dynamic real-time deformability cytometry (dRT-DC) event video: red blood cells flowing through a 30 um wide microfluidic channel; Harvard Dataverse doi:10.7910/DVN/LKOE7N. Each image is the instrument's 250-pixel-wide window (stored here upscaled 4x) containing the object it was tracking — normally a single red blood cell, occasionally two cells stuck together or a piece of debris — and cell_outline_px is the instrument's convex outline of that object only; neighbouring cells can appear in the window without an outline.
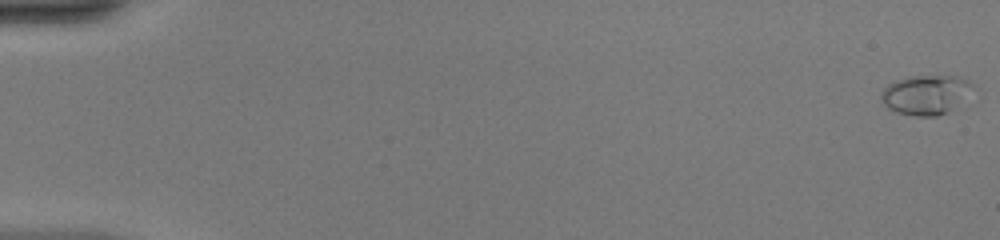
{"species": "common noctule bat (a hibernating species)", "species_latin": "Nyctalus noctula", "temperature_condition": "warm", "stored_images_in_passage": 51, "camera_frame_rate_fps": 3000, "um_per_image_px": 0.085, "animal": {"sex": "female", "body_mass_g": 20.0, "forearm_length_mm": 54.0}, "frame": {"image": 1, "passage_image": 1, "time_ms": 0.0, "image_size_px": [1000, 240], "cell_outline_px": [[976, 84], [956, 108], [948, 112], [936, 116], [916, 116], [896, 112], [888, 108], [880, 100], [880, 92], [892, 80], [908, 76], [956, 76], [968, 80]], "centroid_in_image_um": [78.67, 8.04], "position_along_channel_um": 6.3, "area_um2": 21.39}}
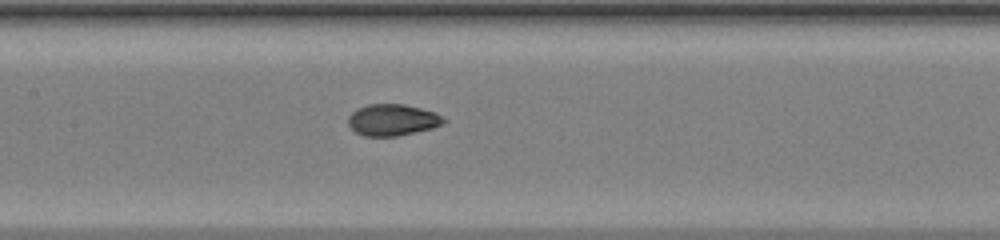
{"frame": {"image": 2, "passage_image": 26, "time_ms": 8.333, "image_size_px": [1000, 240], "cell_outline_px": [[448, 120], [444, 124], [432, 128], [396, 136], [364, 136], [356, 132], [348, 124], [348, 116], [356, 108], [368, 104], [404, 104], [436, 112]], "centroid_in_image_um": [33.37, 10.18], "position_along_channel_um": 174.0, "area_um2": 17.63}}
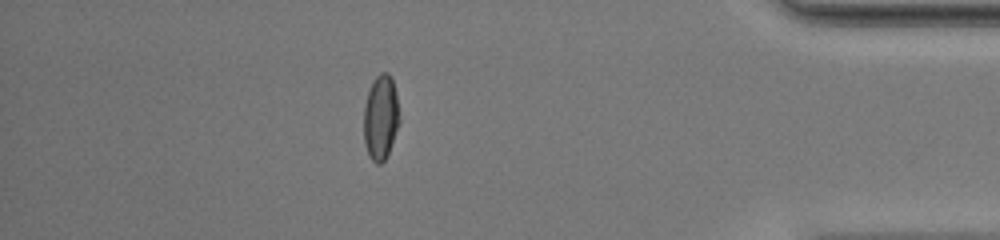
{"frame": {"image": 3, "passage_image": 45, "time_ms": 14.667, "image_size_px": [1000, 240], "cell_outline_px": [[400, 120], [388, 152], [384, 160], [380, 164], [376, 164], [368, 156], [364, 144], [364, 104], [368, 92], [376, 76], [380, 72], [388, 72], [392, 76], [396, 92]], "centroid_in_image_um": [32.35, 9.96], "position_along_channel_um": 402.8, "area_um2": 17.69}, "authors_computed_cell_mechanics": {"area_um2": 17.629, "velocity_mm_per_s": 4.1795, "shape_relaxation_time_tau1_ms": 6.4191, "shape_relaxation_time_tau2_ms": 1.248, "deformation_change_tau1": 0.2416, "deformation_change_tau2": 0.0403}}